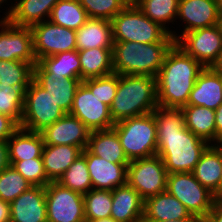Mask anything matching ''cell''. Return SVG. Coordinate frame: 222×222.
Segmentation results:
<instances>
[{"mask_svg":"<svg viewBox=\"0 0 222 222\" xmlns=\"http://www.w3.org/2000/svg\"><path fill=\"white\" fill-rule=\"evenodd\" d=\"M112 49L91 48L78 51L81 64V81L114 73Z\"/></svg>","mask_w":222,"mask_h":222,"instance_id":"30","label":"cell"},{"mask_svg":"<svg viewBox=\"0 0 222 222\" xmlns=\"http://www.w3.org/2000/svg\"><path fill=\"white\" fill-rule=\"evenodd\" d=\"M166 191L177 198L190 214L199 218L207 216L217 199L194 177L192 172L168 174Z\"/></svg>","mask_w":222,"mask_h":222,"instance_id":"8","label":"cell"},{"mask_svg":"<svg viewBox=\"0 0 222 222\" xmlns=\"http://www.w3.org/2000/svg\"><path fill=\"white\" fill-rule=\"evenodd\" d=\"M194 177L217 198H222V154L211 144L192 171Z\"/></svg>","mask_w":222,"mask_h":222,"instance_id":"23","label":"cell"},{"mask_svg":"<svg viewBox=\"0 0 222 222\" xmlns=\"http://www.w3.org/2000/svg\"><path fill=\"white\" fill-rule=\"evenodd\" d=\"M119 82V74L112 73L104 77L91 78L82 81L91 93L100 99V102L111 106L115 98Z\"/></svg>","mask_w":222,"mask_h":222,"instance_id":"40","label":"cell"},{"mask_svg":"<svg viewBox=\"0 0 222 222\" xmlns=\"http://www.w3.org/2000/svg\"><path fill=\"white\" fill-rule=\"evenodd\" d=\"M32 185L12 165L0 172V199L11 203Z\"/></svg>","mask_w":222,"mask_h":222,"instance_id":"38","label":"cell"},{"mask_svg":"<svg viewBox=\"0 0 222 222\" xmlns=\"http://www.w3.org/2000/svg\"><path fill=\"white\" fill-rule=\"evenodd\" d=\"M0 60L22 61L33 67L37 63L33 52L31 27H20L9 21H0Z\"/></svg>","mask_w":222,"mask_h":222,"instance_id":"14","label":"cell"},{"mask_svg":"<svg viewBox=\"0 0 222 222\" xmlns=\"http://www.w3.org/2000/svg\"><path fill=\"white\" fill-rule=\"evenodd\" d=\"M33 79V66L30 63L12 60H0V83L28 88Z\"/></svg>","mask_w":222,"mask_h":222,"instance_id":"35","label":"cell"},{"mask_svg":"<svg viewBox=\"0 0 222 222\" xmlns=\"http://www.w3.org/2000/svg\"><path fill=\"white\" fill-rule=\"evenodd\" d=\"M6 1H7V0H0V8H2V7H1V6H2V4H3V3L5 4V3H6Z\"/></svg>","mask_w":222,"mask_h":222,"instance_id":"54","label":"cell"},{"mask_svg":"<svg viewBox=\"0 0 222 222\" xmlns=\"http://www.w3.org/2000/svg\"><path fill=\"white\" fill-rule=\"evenodd\" d=\"M144 200L130 185L125 184L112 191L111 216L117 222H142Z\"/></svg>","mask_w":222,"mask_h":222,"instance_id":"22","label":"cell"},{"mask_svg":"<svg viewBox=\"0 0 222 222\" xmlns=\"http://www.w3.org/2000/svg\"><path fill=\"white\" fill-rule=\"evenodd\" d=\"M37 64L51 77L58 80L78 78L81 80V64L78 50L61 52L41 58Z\"/></svg>","mask_w":222,"mask_h":222,"instance_id":"31","label":"cell"},{"mask_svg":"<svg viewBox=\"0 0 222 222\" xmlns=\"http://www.w3.org/2000/svg\"><path fill=\"white\" fill-rule=\"evenodd\" d=\"M218 13L219 16H222V0H217Z\"/></svg>","mask_w":222,"mask_h":222,"instance_id":"51","label":"cell"},{"mask_svg":"<svg viewBox=\"0 0 222 222\" xmlns=\"http://www.w3.org/2000/svg\"><path fill=\"white\" fill-rule=\"evenodd\" d=\"M10 222H47L45 187L32 186L12 201Z\"/></svg>","mask_w":222,"mask_h":222,"instance_id":"17","label":"cell"},{"mask_svg":"<svg viewBox=\"0 0 222 222\" xmlns=\"http://www.w3.org/2000/svg\"><path fill=\"white\" fill-rule=\"evenodd\" d=\"M57 183L82 195L93 189L86 158L80 155L63 173Z\"/></svg>","mask_w":222,"mask_h":222,"instance_id":"34","label":"cell"},{"mask_svg":"<svg viewBox=\"0 0 222 222\" xmlns=\"http://www.w3.org/2000/svg\"><path fill=\"white\" fill-rule=\"evenodd\" d=\"M0 222H10V203L0 199Z\"/></svg>","mask_w":222,"mask_h":222,"instance_id":"45","label":"cell"},{"mask_svg":"<svg viewBox=\"0 0 222 222\" xmlns=\"http://www.w3.org/2000/svg\"><path fill=\"white\" fill-rule=\"evenodd\" d=\"M222 104V74L205 67L197 77L187 105L216 110Z\"/></svg>","mask_w":222,"mask_h":222,"instance_id":"20","label":"cell"},{"mask_svg":"<svg viewBox=\"0 0 222 222\" xmlns=\"http://www.w3.org/2000/svg\"><path fill=\"white\" fill-rule=\"evenodd\" d=\"M31 30L37 62L44 57L77 50L75 30L55 25L49 20L33 25Z\"/></svg>","mask_w":222,"mask_h":222,"instance_id":"12","label":"cell"},{"mask_svg":"<svg viewBox=\"0 0 222 222\" xmlns=\"http://www.w3.org/2000/svg\"><path fill=\"white\" fill-rule=\"evenodd\" d=\"M69 114L83 122L90 131L111 129L115 124L110 116V107L100 102L83 83L75 93Z\"/></svg>","mask_w":222,"mask_h":222,"instance_id":"13","label":"cell"},{"mask_svg":"<svg viewBox=\"0 0 222 222\" xmlns=\"http://www.w3.org/2000/svg\"><path fill=\"white\" fill-rule=\"evenodd\" d=\"M178 2L179 0H136L135 5L145 16L160 24L172 35L167 23L176 21Z\"/></svg>","mask_w":222,"mask_h":222,"instance_id":"33","label":"cell"},{"mask_svg":"<svg viewBox=\"0 0 222 222\" xmlns=\"http://www.w3.org/2000/svg\"><path fill=\"white\" fill-rule=\"evenodd\" d=\"M167 170L158 156L130 161L127 168V184L133 187L145 201L166 191Z\"/></svg>","mask_w":222,"mask_h":222,"instance_id":"9","label":"cell"},{"mask_svg":"<svg viewBox=\"0 0 222 222\" xmlns=\"http://www.w3.org/2000/svg\"><path fill=\"white\" fill-rule=\"evenodd\" d=\"M211 68L220 74H222V50L220 51L217 60L212 64Z\"/></svg>","mask_w":222,"mask_h":222,"instance_id":"48","label":"cell"},{"mask_svg":"<svg viewBox=\"0 0 222 222\" xmlns=\"http://www.w3.org/2000/svg\"><path fill=\"white\" fill-rule=\"evenodd\" d=\"M175 42H114L113 72L157 77L167 51Z\"/></svg>","mask_w":222,"mask_h":222,"instance_id":"4","label":"cell"},{"mask_svg":"<svg viewBox=\"0 0 222 222\" xmlns=\"http://www.w3.org/2000/svg\"><path fill=\"white\" fill-rule=\"evenodd\" d=\"M157 106L155 77L119 75L115 98L110 106V116L114 123L152 113Z\"/></svg>","mask_w":222,"mask_h":222,"instance_id":"3","label":"cell"},{"mask_svg":"<svg viewBox=\"0 0 222 222\" xmlns=\"http://www.w3.org/2000/svg\"><path fill=\"white\" fill-rule=\"evenodd\" d=\"M172 36L177 46L204 67H211L222 50V33L218 24L179 35L173 30Z\"/></svg>","mask_w":222,"mask_h":222,"instance_id":"10","label":"cell"},{"mask_svg":"<svg viewBox=\"0 0 222 222\" xmlns=\"http://www.w3.org/2000/svg\"><path fill=\"white\" fill-rule=\"evenodd\" d=\"M153 115L157 130V154L168 174L192 172L209 144L185 126L182 108L157 106Z\"/></svg>","mask_w":222,"mask_h":222,"instance_id":"1","label":"cell"},{"mask_svg":"<svg viewBox=\"0 0 222 222\" xmlns=\"http://www.w3.org/2000/svg\"><path fill=\"white\" fill-rule=\"evenodd\" d=\"M200 222H222V198L214 201L212 209L206 217L200 218Z\"/></svg>","mask_w":222,"mask_h":222,"instance_id":"43","label":"cell"},{"mask_svg":"<svg viewBox=\"0 0 222 222\" xmlns=\"http://www.w3.org/2000/svg\"><path fill=\"white\" fill-rule=\"evenodd\" d=\"M32 186L46 187L51 181L45 173L42 158L8 161Z\"/></svg>","mask_w":222,"mask_h":222,"instance_id":"39","label":"cell"},{"mask_svg":"<svg viewBox=\"0 0 222 222\" xmlns=\"http://www.w3.org/2000/svg\"><path fill=\"white\" fill-rule=\"evenodd\" d=\"M110 22L114 42H175L165 28L145 16L135 4L126 5Z\"/></svg>","mask_w":222,"mask_h":222,"instance_id":"5","label":"cell"},{"mask_svg":"<svg viewBox=\"0 0 222 222\" xmlns=\"http://www.w3.org/2000/svg\"><path fill=\"white\" fill-rule=\"evenodd\" d=\"M19 125L9 116L0 113V141L7 142Z\"/></svg>","mask_w":222,"mask_h":222,"instance_id":"42","label":"cell"},{"mask_svg":"<svg viewBox=\"0 0 222 222\" xmlns=\"http://www.w3.org/2000/svg\"><path fill=\"white\" fill-rule=\"evenodd\" d=\"M114 39L110 20L89 18L76 30L77 50L113 48Z\"/></svg>","mask_w":222,"mask_h":222,"instance_id":"25","label":"cell"},{"mask_svg":"<svg viewBox=\"0 0 222 222\" xmlns=\"http://www.w3.org/2000/svg\"><path fill=\"white\" fill-rule=\"evenodd\" d=\"M126 5H133L135 4L136 0H122Z\"/></svg>","mask_w":222,"mask_h":222,"instance_id":"52","label":"cell"},{"mask_svg":"<svg viewBox=\"0 0 222 222\" xmlns=\"http://www.w3.org/2000/svg\"><path fill=\"white\" fill-rule=\"evenodd\" d=\"M83 150L73 145H45L42 161L47 178L57 182L69 166L82 155Z\"/></svg>","mask_w":222,"mask_h":222,"instance_id":"26","label":"cell"},{"mask_svg":"<svg viewBox=\"0 0 222 222\" xmlns=\"http://www.w3.org/2000/svg\"><path fill=\"white\" fill-rule=\"evenodd\" d=\"M40 133L45 145H73L85 150L91 131L78 118L65 114Z\"/></svg>","mask_w":222,"mask_h":222,"instance_id":"15","label":"cell"},{"mask_svg":"<svg viewBox=\"0 0 222 222\" xmlns=\"http://www.w3.org/2000/svg\"><path fill=\"white\" fill-rule=\"evenodd\" d=\"M216 140L222 136V104L215 110Z\"/></svg>","mask_w":222,"mask_h":222,"instance_id":"46","label":"cell"},{"mask_svg":"<svg viewBox=\"0 0 222 222\" xmlns=\"http://www.w3.org/2000/svg\"><path fill=\"white\" fill-rule=\"evenodd\" d=\"M182 111L187 129L209 145L216 143L215 110L204 106L185 105Z\"/></svg>","mask_w":222,"mask_h":222,"instance_id":"29","label":"cell"},{"mask_svg":"<svg viewBox=\"0 0 222 222\" xmlns=\"http://www.w3.org/2000/svg\"><path fill=\"white\" fill-rule=\"evenodd\" d=\"M177 18L186 24L181 34L217 25L220 19L217 0H179Z\"/></svg>","mask_w":222,"mask_h":222,"instance_id":"18","label":"cell"},{"mask_svg":"<svg viewBox=\"0 0 222 222\" xmlns=\"http://www.w3.org/2000/svg\"><path fill=\"white\" fill-rule=\"evenodd\" d=\"M86 149L112 163H130L113 128L91 131Z\"/></svg>","mask_w":222,"mask_h":222,"instance_id":"27","label":"cell"},{"mask_svg":"<svg viewBox=\"0 0 222 222\" xmlns=\"http://www.w3.org/2000/svg\"><path fill=\"white\" fill-rule=\"evenodd\" d=\"M47 222H86L83 195L50 182L45 187Z\"/></svg>","mask_w":222,"mask_h":222,"instance_id":"11","label":"cell"},{"mask_svg":"<svg viewBox=\"0 0 222 222\" xmlns=\"http://www.w3.org/2000/svg\"><path fill=\"white\" fill-rule=\"evenodd\" d=\"M83 198L86 222L111 216L112 191L91 189Z\"/></svg>","mask_w":222,"mask_h":222,"instance_id":"36","label":"cell"},{"mask_svg":"<svg viewBox=\"0 0 222 222\" xmlns=\"http://www.w3.org/2000/svg\"><path fill=\"white\" fill-rule=\"evenodd\" d=\"M26 89L0 83V113L12 118L19 126L23 116Z\"/></svg>","mask_w":222,"mask_h":222,"instance_id":"37","label":"cell"},{"mask_svg":"<svg viewBox=\"0 0 222 222\" xmlns=\"http://www.w3.org/2000/svg\"><path fill=\"white\" fill-rule=\"evenodd\" d=\"M142 222H200V218L195 215H190L188 218L164 221H142Z\"/></svg>","mask_w":222,"mask_h":222,"instance_id":"47","label":"cell"},{"mask_svg":"<svg viewBox=\"0 0 222 222\" xmlns=\"http://www.w3.org/2000/svg\"><path fill=\"white\" fill-rule=\"evenodd\" d=\"M90 222H117V221L114 220L112 217H109V218L97 219V220L90 221Z\"/></svg>","mask_w":222,"mask_h":222,"instance_id":"50","label":"cell"},{"mask_svg":"<svg viewBox=\"0 0 222 222\" xmlns=\"http://www.w3.org/2000/svg\"><path fill=\"white\" fill-rule=\"evenodd\" d=\"M8 161H22L42 158L44 140L39 132L19 127L7 140Z\"/></svg>","mask_w":222,"mask_h":222,"instance_id":"28","label":"cell"},{"mask_svg":"<svg viewBox=\"0 0 222 222\" xmlns=\"http://www.w3.org/2000/svg\"><path fill=\"white\" fill-rule=\"evenodd\" d=\"M9 165L7 142L0 141V172Z\"/></svg>","mask_w":222,"mask_h":222,"instance_id":"44","label":"cell"},{"mask_svg":"<svg viewBox=\"0 0 222 222\" xmlns=\"http://www.w3.org/2000/svg\"><path fill=\"white\" fill-rule=\"evenodd\" d=\"M89 18L112 20L126 4L122 0H79Z\"/></svg>","mask_w":222,"mask_h":222,"instance_id":"41","label":"cell"},{"mask_svg":"<svg viewBox=\"0 0 222 222\" xmlns=\"http://www.w3.org/2000/svg\"><path fill=\"white\" fill-rule=\"evenodd\" d=\"M89 19L79 0H59L52 8L49 21L55 25L77 30Z\"/></svg>","mask_w":222,"mask_h":222,"instance_id":"32","label":"cell"},{"mask_svg":"<svg viewBox=\"0 0 222 222\" xmlns=\"http://www.w3.org/2000/svg\"><path fill=\"white\" fill-rule=\"evenodd\" d=\"M0 21H9L20 27H32L35 24L47 21L52 8L59 0H14Z\"/></svg>","mask_w":222,"mask_h":222,"instance_id":"19","label":"cell"},{"mask_svg":"<svg viewBox=\"0 0 222 222\" xmlns=\"http://www.w3.org/2000/svg\"><path fill=\"white\" fill-rule=\"evenodd\" d=\"M33 79L46 90L66 114L70 113L75 93L82 83L78 78L58 80L51 78L37 63L33 67Z\"/></svg>","mask_w":222,"mask_h":222,"instance_id":"21","label":"cell"},{"mask_svg":"<svg viewBox=\"0 0 222 222\" xmlns=\"http://www.w3.org/2000/svg\"><path fill=\"white\" fill-rule=\"evenodd\" d=\"M213 146L222 154V136L218 137Z\"/></svg>","mask_w":222,"mask_h":222,"instance_id":"49","label":"cell"},{"mask_svg":"<svg viewBox=\"0 0 222 222\" xmlns=\"http://www.w3.org/2000/svg\"><path fill=\"white\" fill-rule=\"evenodd\" d=\"M218 25H219L220 30H221V33H222V16H220V19H219Z\"/></svg>","mask_w":222,"mask_h":222,"instance_id":"53","label":"cell"},{"mask_svg":"<svg viewBox=\"0 0 222 222\" xmlns=\"http://www.w3.org/2000/svg\"><path fill=\"white\" fill-rule=\"evenodd\" d=\"M65 114L46 90L32 79L25 91L23 116L19 127L40 133Z\"/></svg>","mask_w":222,"mask_h":222,"instance_id":"7","label":"cell"},{"mask_svg":"<svg viewBox=\"0 0 222 222\" xmlns=\"http://www.w3.org/2000/svg\"><path fill=\"white\" fill-rule=\"evenodd\" d=\"M129 161L149 158L157 154V130L152 113L126 118L112 127Z\"/></svg>","mask_w":222,"mask_h":222,"instance_id":"6","label":"cell"},{"mask_svg":"<svg viewBox=\"0 0 222 222\" xmlns=\"http://www.w3.org/2000/svg\"><path fill=\"white\" fill-rule=\"evenodd\" d=\"M190 212L167 191L149 197L144 201L143 221H164L188 218Z\"/></svg>","mask_w":222,"mask_h":222,"instance_id":"24","label":"cell"},{"mask_svg":"<svg viewBox=\"0 0 222 222\" xmlns=\"http://www.w3.org/2000/svg\"><path fill=\"white\" fill-rule=\"evenodd\" d=\"M204 68L174 43L167 51L156 77L157 104L173 108L187 105L190 92Z\"/></svg>","mask_w":222,"mask_h":222,"instance_id":"2","label":"cell"},{"mask_svg":"<svg viewBox=\"0 0 222 222\" xmlns=\"http://www.w3.org/2000/svg\"><path fill=\"white\" fill-rule=\"evenodd\" d=\"M82 155L86 158L93 189L113 191L127 184L128 164H116L91 154L87 149Z\"/></svg>","mask_w":222,"mask_h":222,"instance_id":"16","label":"cell"}]
</instances>
